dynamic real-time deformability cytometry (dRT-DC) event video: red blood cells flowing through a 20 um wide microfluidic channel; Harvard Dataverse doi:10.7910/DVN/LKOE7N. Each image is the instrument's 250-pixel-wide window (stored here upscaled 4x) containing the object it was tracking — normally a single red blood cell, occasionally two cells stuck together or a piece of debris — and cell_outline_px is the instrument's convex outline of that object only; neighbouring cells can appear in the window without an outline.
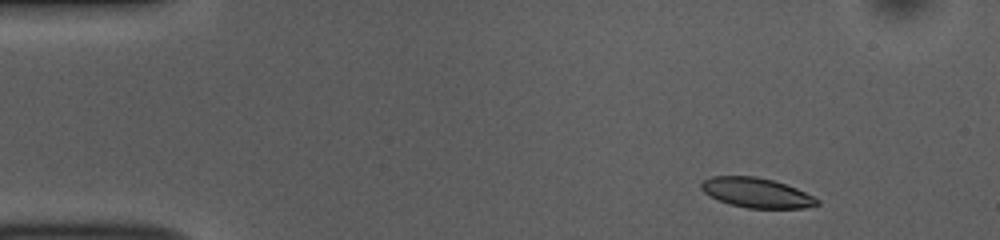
{"species": "common noctule bat (a hibernating species)", "species_latin": "Nyctalus noctula", "temperature_condition": "room temperature", "stored_images_in_passage": 48, "camera_frame_rate_fps": 3000, "um_per_image_px": 0.085, "animal": {"sex": "female", "body_mass_g": 10.0, "forearm_length_mm": 53.1}, "frame": {"image": 1, "passage_image": 1, "time_ms": 0.0, "image_size_px": [1000, 240], "cell_outline_px": [[820, 204], [804, 208], [748, 208], [732, 204], [708, 196], [700, 188], [700, 184], [704, 180], [712, 176], [756, 176], [772, 180], [796, 188], [820, 200]], "centroid_in_image_um": [64.29, 16.38], "position_along_channel_um": 20.7, "area_um2": 19.94}}
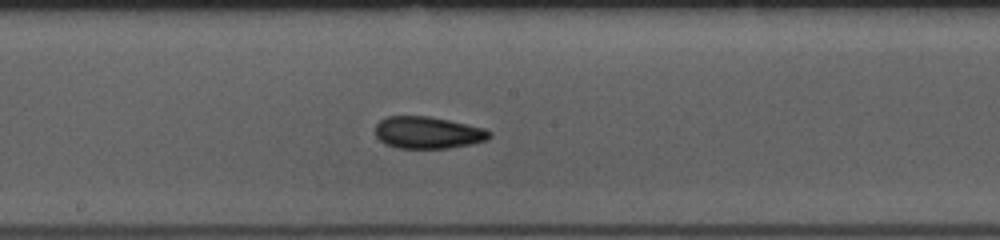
{"frame": {"image": 2, "passage_image": 23, "time_ms": 7.333, "image_size_px": [1000, 240], "cell_outline_px": [[492, 136], [488, 140], [472, 144], [448, 148], [400, 148], [384, 144], [376, 136], [376, 124], [380, 120], [388, 116], [428, 116], [448, 120], [484, 128], [492, 132]], "centroid_in_image_um": [36.39, 11.27], "position_along_channel_um": 211.8, "area_um2": 21.33}}
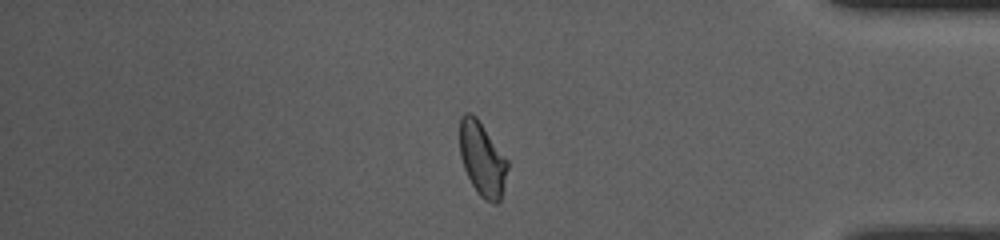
{"frame": {"image": 3, "passage_image": 40, "time_ms": 13.0, "image_size_px": [1000, 240], "cell_outline_px": [[508, 168], [500, 200], [496, 204], [492, 204], [484, 200], [476, 192], [464, 168], [460, 156], [460, 116], [464, 112], [472, 112], [476, 116], [508, 160]], "centroid_in_image_um": [40.98, 13.51], "position_along_channel_um": 394.2, "area_um2": 20.69}, "authors_computed_cell_mechanics": {"area_um2": 20.9525, "velocity_mm_per_s": 3.7119, "shape_relaxation_time_tau1_ms": 3.4949, "shape_relaxation_time_tau2_ms": 2.0591, "deformation_change_tau1": 0.1124, "deformation_change_tau2": 0.0569}}